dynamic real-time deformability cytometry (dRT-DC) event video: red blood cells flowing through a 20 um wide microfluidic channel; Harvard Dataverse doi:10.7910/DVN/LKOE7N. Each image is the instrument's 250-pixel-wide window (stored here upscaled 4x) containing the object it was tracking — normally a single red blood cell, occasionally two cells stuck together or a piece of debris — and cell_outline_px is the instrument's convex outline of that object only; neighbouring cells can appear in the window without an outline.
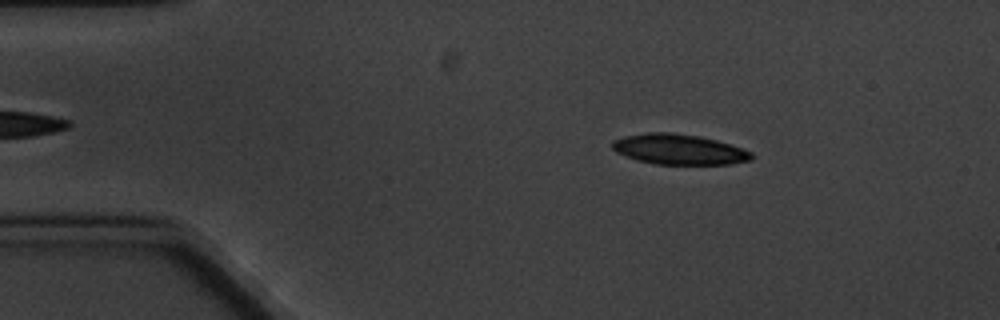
{"species": "common noctule bat (a hibernating species)", "species_latin": "Nyctalus noctula", "temperature_condition": "cold", "stored_images_in_passage": 4, "camera_frame_rate_fps": 3000, "um_per_image_px": 0.085, "animal": {"sex": "male", "body_mass_g": 20.1, "forearm_length_mm": 53.5}, "frame": {"image": 1, "passage_image": 2, "time_ms": 1.0, "image_size_px": [1000, 320], "cell_outline_px": [[756, 156], [752, 160], [732, 164], [656, 164], [636, 160], [616, 152], [612, 148], [612, 140], [624, 136], [648, 132], [672, 132], [700, 136], [732, 144], [744, 148], [752, 152]], "centroid_in_image_um": [57.76, 12.69], "position_along_channel_um": 27.2, "area_um2": 24.97}}